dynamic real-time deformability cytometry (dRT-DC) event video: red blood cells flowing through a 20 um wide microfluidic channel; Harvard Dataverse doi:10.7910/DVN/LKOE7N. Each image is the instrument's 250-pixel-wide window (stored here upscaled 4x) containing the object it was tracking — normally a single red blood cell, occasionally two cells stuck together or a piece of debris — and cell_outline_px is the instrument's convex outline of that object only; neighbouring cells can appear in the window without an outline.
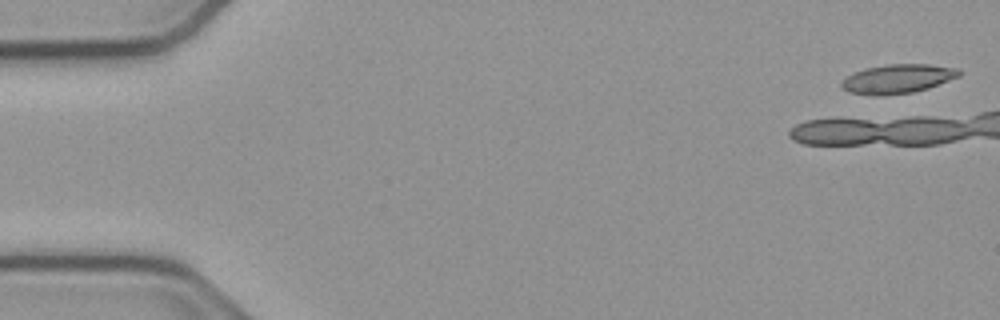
{"species": "common noctule bat (a hibernating species)", "species_latin": "Nyctalus noctula", "temperature_condition": "cold", "stored_images_in_passage": 5, "camera_frame_rate_fps": 3000, "um_per_image_px": 0.085, "animal": {"sex": "male", "body_mass_g": 23.1, "forearm_length_mm": 52.7}, "frame": {"image": 1, "passage_image": 1, "time_ms": 0.0, "image_size_px": [1000, 320], "cell_outline_px": [[960, 76], [928, 88], [912, 92], [848, 92], [840, 88], [840, 84], [848, 76], [856, 72], [868, 68], [888, 64], [928, 64], [956, 68], [960, 72]], "centroid_in_image_um": [76.37, 6.64], "position_along_channel_um": 8.6, "area_um2": 18.73}}